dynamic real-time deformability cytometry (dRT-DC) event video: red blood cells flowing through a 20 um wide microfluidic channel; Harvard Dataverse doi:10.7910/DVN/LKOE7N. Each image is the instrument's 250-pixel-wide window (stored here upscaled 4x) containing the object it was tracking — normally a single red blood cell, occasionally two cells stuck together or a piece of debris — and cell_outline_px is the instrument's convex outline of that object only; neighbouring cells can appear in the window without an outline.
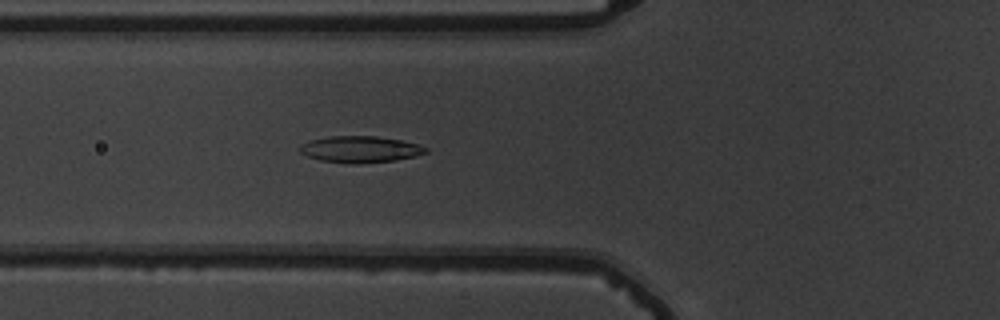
{"species": "common noctule bat (a hibernating species)", "species_latin": "Nyctalus noctula", "temperature_condition": "warm", "stored_images_in_passage": 55, "camera_frame_rate_fps": 3000, "um_per_image_px": 0.085, "animal": {"sex": "male", "body_mass_g": 19.5, "forearm_length_mm": 54.6}, "frame": {"image": 1, "passage_image": 21, "time_ms": 6.667, "image_size_px": [1000, 320], "cell_outline_px": [[428, 152], [416, 156], [396, 160], [356, 164], [348, 164], [320, 160], [308, 156], [300, 152], [300, 144], [308, 140], [328, 136], [376, 136], [400, 140], [416, 144], [428, 148]], "centroid_in_image_um": [30.59, 12.69], "position_along_channel_um": 95.2, "area_um2": 19.54}}
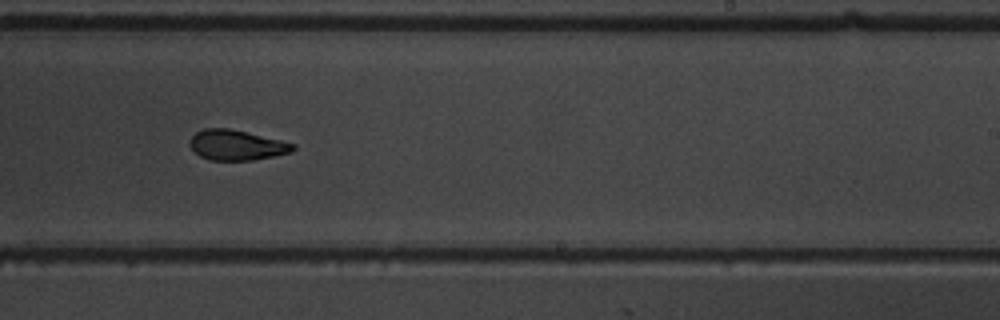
{"frame": {"image": 2, "passage_image": 35, "time_ms": 11.333, "image_size_px": [1000, 320], "cell_outline_px": [[296, 148], [292, 152], [252, 160], [208, 160], [200, 156], [188, 144], [188, 140], [196, 132], [204, 128], [228, 128], [280, 140], [296, 144]], "centroid_in_image_um": [20.08, 12.33], "position_along_channel_um": 268.9, "area_um2": 18.09}}
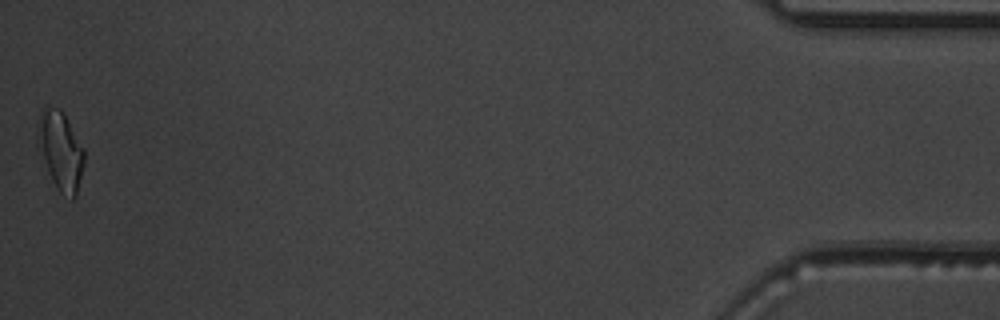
{"frame": {"image": 3, "passage_image": 55, "time_ms": 18.0, "image_size_px": [1000, 320], "cell_outline_px": [[84, 164], [76, 196], [72, 200], [60, 192], [52, 180], [36, 148], [36, 128], [44, 104], [48, 104], [60, 108], [84, 148]], "centroid_in_image_um": [5.1, 12.77], "position_along_channel_um": 430.1, "area_um2": 21.73}, "authors_computed_cell_mechanics": {"area_um2": 19.0162, "velocity_mm_per_s": 3.7166, "shape_relaxation_time_tau1_ms": 5.6795, "shape_relaxation_time_tau2_ms": 2.9656, "deformation_change_tau1": 0.1621, "deformation_change_tau2": 0.0926}}